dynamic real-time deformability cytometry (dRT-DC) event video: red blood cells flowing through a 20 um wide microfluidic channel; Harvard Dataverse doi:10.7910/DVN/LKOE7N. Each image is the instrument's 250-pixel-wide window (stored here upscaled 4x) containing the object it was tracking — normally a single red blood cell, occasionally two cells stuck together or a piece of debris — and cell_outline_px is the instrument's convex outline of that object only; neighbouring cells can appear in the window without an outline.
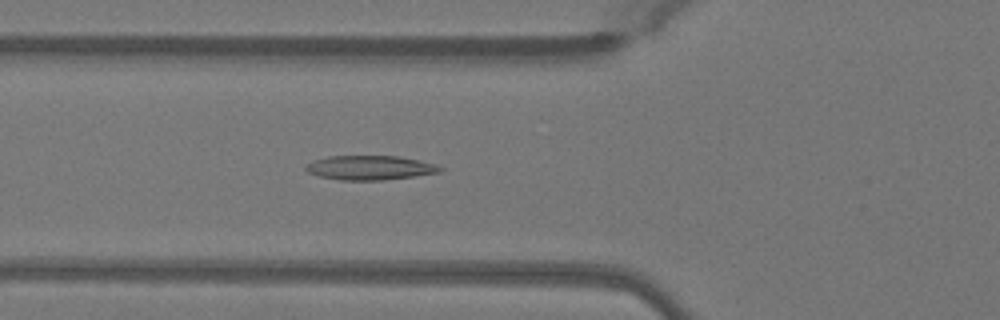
{"species": "Egyptian fruit bat (a non-hibernating species)", "species_latin": "Rousettus aegyptiacus", "temperature_condition": "warm", "stored_images_in_passage": 50, "camera_frame_rate_fps": 3000, "um_per_image_px": 0.085, "animal": {"sex": "female"}, "frame": {"image": 1, "passage_image": 18, "time_ms": 5.667, "image_size_px": [1000, 320], "cell_outline_px": [[444, 168], [440, 172], [384, 180], [340, 180], [320, 176], [308, 172], [304, 168], [304, 164], [312, 160], [328, 156], [400, 156], [436, 164]], "centroid_in_image_um": [31.41, 14.25], "position_along_channel_um": 94.4, "area_um2": 19.07}}
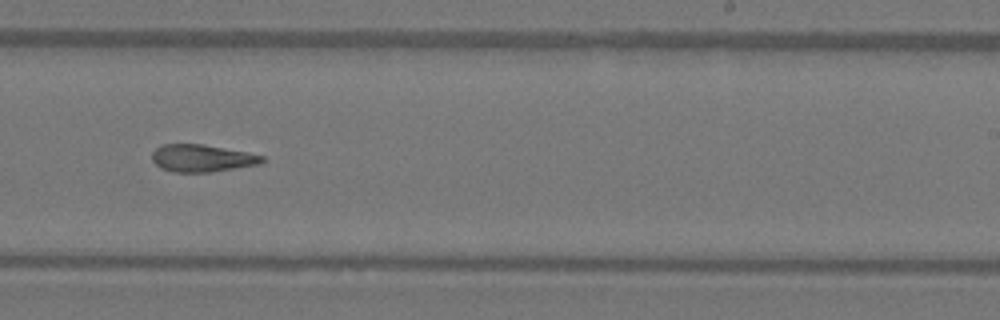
{"frame": {"image": 2, "passage_image": 31, "time_ms": 10.0, "image_size_px": [1000, 320], "cell_outline_px": [[264, 160], [260, 164], [212, 172], [172, 172], [160, 168], [152, 160], [152, 152], [160, 144], [204, 144], [264, 156]], "centroid_in_image_um": [17.12, 13.45], "position_along_channel_um": 271.9, "area_um2": 17.51}}
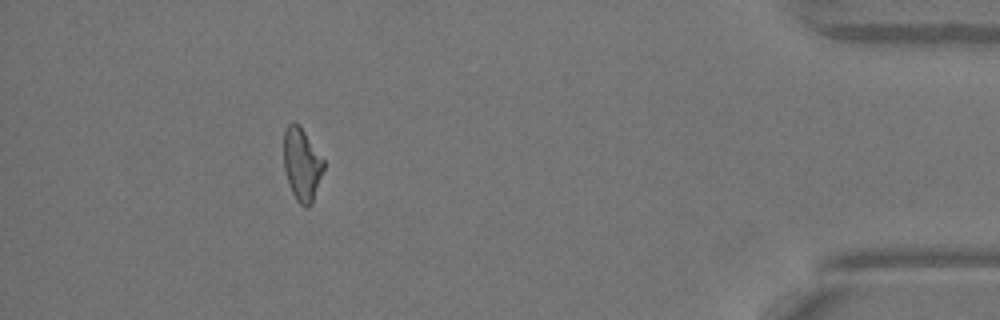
{"frame": {"image": 3, "passage_image": 45, "time_ms": 14.667, "image_size_px": [1000, 320], "cell_outline_px": [[324, 168], [312, 204], [308, 208], [304, 208], [296, 200], [288, 184], [284, 168], [284, 128], [292, 120], [300, 124], [324, 160]], "centroid_in_image_um": [25.65, 13.95], "position_along_channel_um": 409.6, "area_um2": 17.22}, "authors_computed_cell_mechanics": {"area_um2": 18.0914, "velocity_mm_per_s": 4.096, "shape_relaxation_time_tau1_ms": null, "shape_relaxation_time_tau2_ms": 7.4281, "deformation_change_tau1": null, "deformation_change_tau2": 0.1927}}